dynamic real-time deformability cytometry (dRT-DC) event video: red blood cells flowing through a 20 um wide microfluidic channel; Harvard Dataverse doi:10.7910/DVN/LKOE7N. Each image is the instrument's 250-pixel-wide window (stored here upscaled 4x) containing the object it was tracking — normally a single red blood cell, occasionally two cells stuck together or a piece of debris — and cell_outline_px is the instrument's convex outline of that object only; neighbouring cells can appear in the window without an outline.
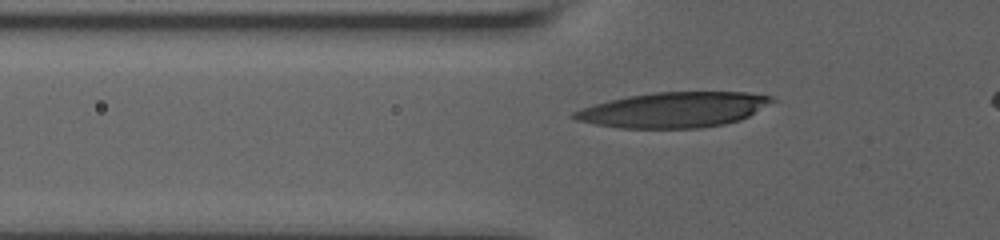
{"species": "human", "species_latin": "Homo sapiens", "temperature_condition": "room temperature", "stored_images_in_passage": 44, "camera_frame_rate_fps": 3000, "um_per_image_px": 0.085, "donor": {"sex": "male"}, "frame": {"image": 1, "passage_image": 14, "time_ms": 4.333, "image_size_px": [1000, 240], "cell_outline_px": [[776, 100], [748, 116], [740, 120], [724, 124], [700, 128], [620, 128], [596, 124], [576, 120], [572, 116], [572, 112], [592, 104], [628, 96], [652, 92], [748, 92], [772, 96]], "centroid_in_image_um": [57.27, 9.33], "position_along_channel_um": 68.5, "area_um2": 40.63}}
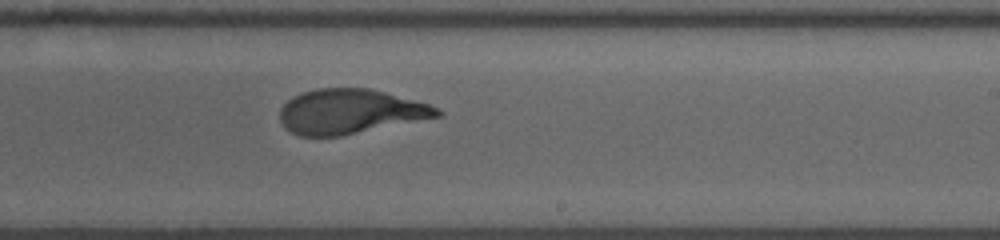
{"frame": {"image": 2, "passage_image": 30, "time_ms": 9.667, "image_size_px": [1000, 240], "cell_outline_px": [[444, 112], [440, 116], [340, 136], [300, 136], [284, 128], [280, 120], [280, 108], [292, 96], [316, 88], [368, 88], [384, 92], [428, 104]], "centroid_in_image_um": [29.71, 9.48], "position_along_channel_um": 259.3, "area_um2": 40.58}}
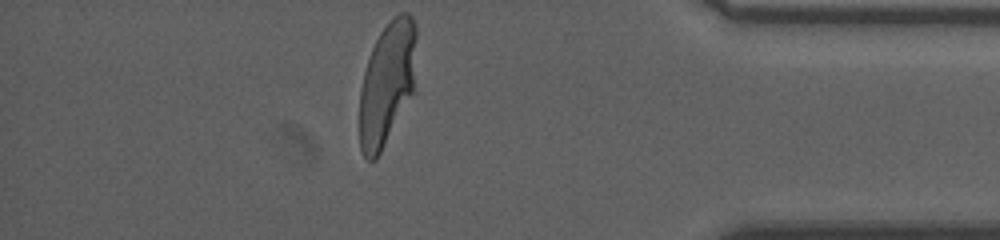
{"frame": {"image": 3, "passage_image": 44, "time_ms": 14.333, "image_size_px": [1000, 240], "cell_outline_px": [[416, 36], [412, 92], [376, 160], [368, 160], [364, 156], [360, 148], [360, 92], [364, 72], [372, 48], [380, 32], [400, 12], [408, 12], [412, 16], [416, 24]], "centroid_in_image_um": [32.88, 7.07], "position_along_channel_um": 402.3, "area_um2": 39.82}, "authors_computed_cell_mechanics": {"area_um2": 41.5293, "velocity_mm_per_s": 3.6497, "shape_relaxation_time_tau1_ms": 5.7063, "shape_relaxation_time_tau2_ms": 0.7695, "deformation_change_tau1": 0.2535, "deformation_change_tau2": 0.0827}}